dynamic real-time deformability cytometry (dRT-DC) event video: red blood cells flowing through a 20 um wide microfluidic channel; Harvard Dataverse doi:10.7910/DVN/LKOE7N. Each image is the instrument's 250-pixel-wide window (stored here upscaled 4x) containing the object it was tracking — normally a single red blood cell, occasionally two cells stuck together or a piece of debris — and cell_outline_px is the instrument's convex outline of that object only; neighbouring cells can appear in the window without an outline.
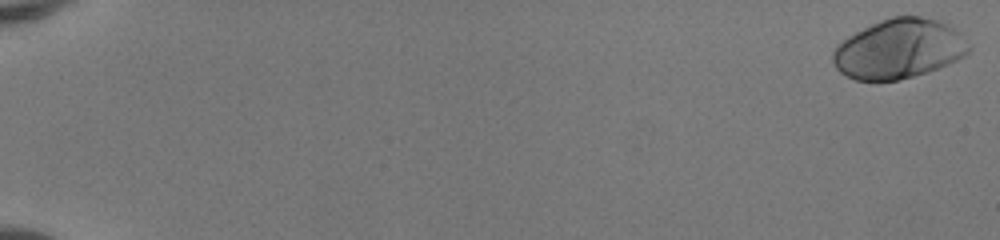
{"species": "human", "species_latin": "Homo sapiens", "temperature_condition": "room temperature", "stored_images_in_passage": 48, "camera_frame_rate_fps": 3000, "um_per_image_px": 0.085, "donor": {"sex": "female"}, "frame": {"image": 1, "passage_image": 1, "time_ms": 0.0, "image_size_px": [1000, 240], "cell_outline_px": [[972, 48], [964, 56], [956, 60], [928, 72], [900, 80], [856, 80], [840, 72], [836, 68], [832, 60], [832, 52], [848, 36], [880, 20], [892, 16], [920, 16], [936, 20], [948, 24], [960, 32], [972, 44]], "centroid_in_image_um": [76.45, 4.15], "position_along_channel_um": 8.5, "area_um2": 47.11}}
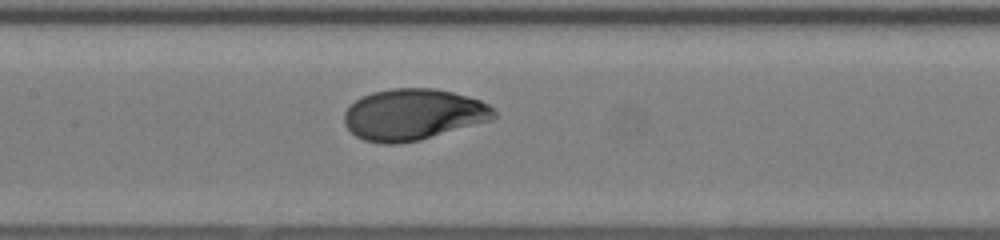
{"frame": {"image": 2, "passage_image": 28, "time_ms": 9.0, "image_size_px": [1000, 240], "cell_outline_px": [[496, 116], [492, 120], [420, 140], [396, 144], [384, 144], [364, 140], [356, 136], [344, 124], [344, 112], [356, 100], [372, 92], [392, 88], [436, 88], [468, 96], [480, 100], [488, 104], [496, 112]], "centroid_in_image_um": [35.13, 9.73], "position_along_channel_um": 172.3, "area_um2": 44.74}}
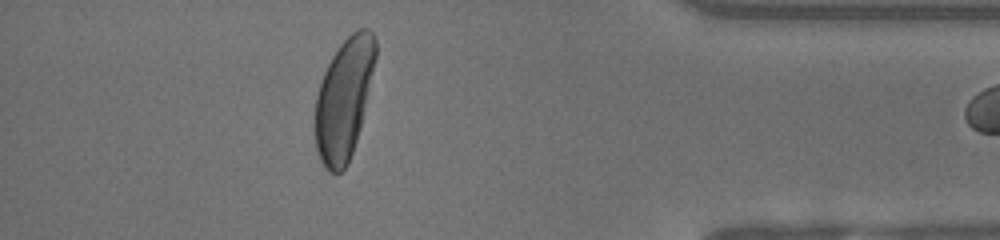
{"frame": {"image": 3, "passage_image": 47, "time_ms": 15.333, "image_size_px": [1000, 240], "cell_outline_px": [[376, 56], [360, 128], [348, 164], [340, 172], [328, 172], [324, 168], [320, 160], [316, 148], [316, 96], [324, 72], [332, 56], [340, 44], [356, 28], [368, 28], [372, 32], [376, 40]], "centroid_in_image_um": [29.24, 8.39], "position_along_channel_um": 406.0, "area_um2": 42.08}}